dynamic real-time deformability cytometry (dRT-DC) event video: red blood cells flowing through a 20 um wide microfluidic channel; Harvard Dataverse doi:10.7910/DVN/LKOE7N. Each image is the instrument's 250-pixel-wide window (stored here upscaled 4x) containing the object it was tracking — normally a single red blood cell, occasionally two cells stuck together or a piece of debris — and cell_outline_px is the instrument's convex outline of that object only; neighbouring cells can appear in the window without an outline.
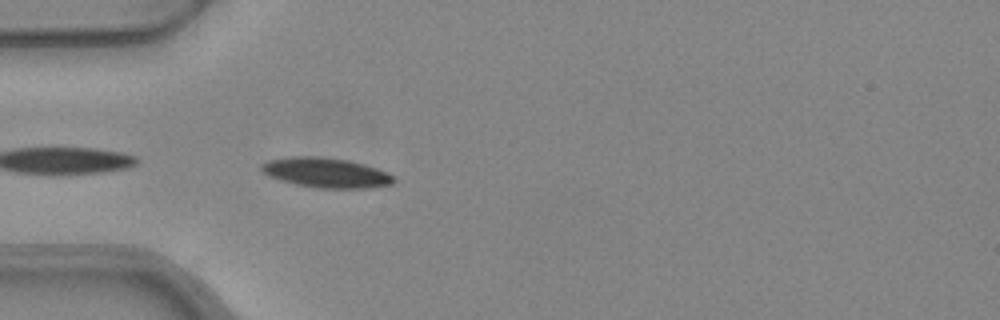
{"species": "common noctule bat (a hibernating species)", "species_latin": "Nyctalus noctula", "temperature_condition": "warm", "stored_images_in_passage": 4, "camera_frame_rate_fps": 3000, "um_per_image_px": 0.085, "animal": {"sex": "female", "body_mass_g": 24.6, "forearm_length_mm": 56.2}, "frame": {"image": 1, "passage_image": 1, "time_ms": 0.0, "image_size_px": [1000, 320], "cell_outline_px": [[396, 180], [392, 184], [372, 188], [316, 188], [296, 184], [280, 180], [268, 176], [260, 168], [260, 164], [268, 160], [292, 156], [316, 156], [348, 160], [364, 164], [388, 172]], "centroid_in_image_um": [27.71, 14.68], "position_along_channel_um": 57.3, "area_um2": 23.12}}